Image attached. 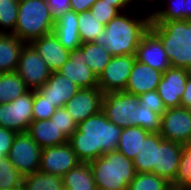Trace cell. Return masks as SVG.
Instances as JSON below:
<instances>
[{"label":"cell","instance_id":"obj_1","mask_svg":"<svg viewBox=\"0 0 191 190\" xmlns=\"http://www.w3.org/2000/svg\"><path fill=\"white\" fill-rule=\"evenodd\" d=\"M150 22V7L137 6L114 17L93 42L103 46L112 56L135 55Z\"/></svg>","mask_w":191,"mask_h":190},{"label":"cell","instance_id":"obj_2","mask_svg":"<svg viewBox=\"0 0 191 190\" xmlns=\"http://www.w3.org/2000/svg\"><path fill=\"white\" fill-rule=\"evenodd\" d=\"M122 128L109 121L103 111L77 124L68 143L83 163L98 159L105 152L115 151Z\"/></svg>","mask_w":191,"mask_h":190},{"label":"cell","instance_id":"obj_3","mask_svg":"<svg viewBox=\"0 0 191 190\" xmlns=\"http://www.w3.org/2000/svg\"><path fill=\"white\" fill-rule=\"evenodd\" d=\"M183 146L177 142L164 140L159 133L150 132L143 140L142 152L133 160L136 173H154L173 185Z\"/></svg>","mask_w":191,"mask_h":190},{"label":"cell","instance_id":"obj_4","mask_svg":"<svg viewBox=\"0 0 191 190\" xmlns=\"http://www.w3.org/2000/svg\"><path fill=\"white\" fill-rule=\"evenodd\" d=\"M149 29L162 42L171 67L191 71V20L151 21Z\"/></svg>","mask_w":191,"mask_h":190},{"label":"cell","instance_id":"obj_5","mask_svg":"<svg viewBox=\"0 0 191 190\" xmlns=\"http://www.w3.org/2000/svg\"><path fill=\"white\" fill-rule=\"evenodd\" d=\"M89 164L95 185L101 190H127L136 176L133 161L117 150L105 152Z\"/></svg>","mask_w":191,"mask_h":190},{"label":"cell","instance_id":"obj_6","mask_svg":"<svg viewBox=\"0 0 191 190\" xmlns=\"http://www.w3.org/2000/svg\"><path fill=\"white\" fill-rule=\"evenodd\" d=\"M55 17L46 0L19 1L16 27L12 32L25 43L53 32Z\"/></svg>","mask_w":191,"mask_h":190},{"label":"cell","instance_id":"obj_7","mask_svg":"<svg viewBox=\"0 0 191 190\" xmlns=\"http://www.w3.org/2000/svg\"><path fill=\"white\" fill-rule=\"evenodd\" d=\"M33 102L34 90H28L13 101L0 104V126L16 133L27 132L34 120Z\"/></svg>","mask_w":191,"mask_h":190},{"label":"cell","instance_id":"obj_8","mask_svg":"<svg viewBox=\"0 0 191 190\" xmlns=\"http://www.w3.org/2000/svg\"><path fill=\"white\" fill-rule=\"evenodd\" d=\"M29 90H38L50 78L52 71L30 43H25L15 71Z\"/></svg>","mask_w":191,"mask_h":190},{"label":"cell","instance_id":"obj_9","mask_svg":"<svg viewBox=\"0 0 191 190\" xmlns=\"http://www.w3.org/2000/svg\"><path fill=\"white\" fill-rule=\"evenodd\" d=\"M139 96L125 91L104 93L102 111L106 118L122 129L132 126Z\"/></svg>","mask_w":191,"mask_h":190},{"label":"cell","instance_id":"obj_10","mask_svg":"<svg viewBox=\"0 0 191 190\" xmlns=\"http://www.w3.org/2000/svg\"><path fill=\"white\" fill-rule=\"evenodd\" d=\"M41 151L42 148L27 132L16 133L7 158L23 176H26L39 171Z\"/></svg>","mask_w":191,"mask_h":190},{"label":"cell","instance_id":"obj_11","mask_svg":"<svg viewBox=\"0 0 191 190\" xmlns=\"http://www.w3.org/2000/svg\"><path fill=\"white\" fill-rule=\"evenodd\" d=\"M159 134L167 141L191 144V110L181 106L166 109Z\"/></svg>","mask_w":191,"mask_h":190},{"label":"cell","instance_id":"obj_12","mask_svg":"<svg viewBox=\"0 0 191 190\" xmlns=\"http://www.w3.org/2000/svg\"><path fill=\"white\" fill-rule=\"evenodd\" d=\"M135 60V55L112 56L98 77V88L103 93L125 91Z\"/></svg>","mask_w":191,"mask_h":190},{"label":"cell","instance_id":"obj_13","mask_svg":"<svg viewBox=\"0 0 191 190\" xmlns=\"http://www.w3.org/2000/svg\"><path fill=\"white\" fill-rule=\"evenodd\" d=\"M81 161L67 142L62 145L43 148L41 151L39 171L63 177Z\"/></svg>","mask_w":191,"mask_h":190},{"label":"cell","instance_id":"obj_14","mask_svg":"<svg viewBox=\"0 0 191 190\" xmlns=\"http://www.w3.org/2000/svg\"><path fill=\"white\" fill-rule=\"evenodd\" d=\"M103 98L104 93L99 88H80L64 107L79 124L102 110Z\"/></svg>","mask_w":191,"mask_h":190},{"label":"cell","instance_id":"obj_15","mask_svg":"<svg viewBox=\"0 0 191 190\" xmlns=\"http://www.w3.org/2000/svg\"><path fill=\"white\" fill-rule=\"evenodd\" d=\"M189 74L190 70L179 67H170L162 74L157 92L166 109L181 106V98Z\"/></svg>","mask_w":191,"mask_h":190},{"label":"cell","instance_id":"obj_16","mask_svg":"<svg viewBox=\"0 0 191 190\" xmlns=\"http://www.w3.org/2000/svg\"><path fill=\"white\" fill-rule=\"evenodd\" d=\"M58 72L81 89L98 88V77L84 60V53L81 48L70 51L69 59Z\"/></svg>","mask_w":191,"mask_h":190},{"label":"cell","instance_id":"obj_17","mask_svg":"<svg viewBox=\"0 0 191 190\" xmlns=\"http://www.w3.org/2000/svg\"><path fill=\"white\" fill-rule=\"evenodd\" d=\"M135 58L163 73L171 67L162 42L150 29L142 36Z\"/></svg>","mask_w":191,"mask_h":190},{"label":"cell","instance_id":"obj_18","mask_svg":"<svg viewBox=\"0 0 191 190\" xmlns=\"http://www.w3.org/2000/svg\"><path fill=\"white\" fill-rule=\"evenodd\" d=\"M30 44L52 72L58 71L69 59L70 51L58 41L53 32L34 39Z\"/></svg>","mask_w":191,"mask_h":190},{"label":"cell","instance_id":"obj_19","mask_svg":"<svg viewBox=\"0 0 191 190\" xmlns=\"http://www.w3.org/2000/svg\"><path fill=\"white\" fill-rule=\"evenodd\" d=\"M79 89L80 88L73 81L58 71H54L46 83L37 91L59 108L64 107L67 101L73 97Z\"/></svg>","mask_w":191,"mask_h":190},{"label":"cell","instance_id":"obj_20","mask_svg":"<svg viewBox=\"0 0 191 190\" xmlns=\"http://www.w3.org/2000/svg\"><path fill=\"white\" fill-rule=\"evenodd\" d=\"M162 74L163 72L135 60L125 92L139 96L148 91H155L160 83Z\"/></svg>","mask_w":191,"mask_h":190},{"label":"cell","instance_id":"obj_21","mask_svg":"<svg viewBox=\"0 0 191 190\" xmlns=\"http://www.w3.org/2000/svg\"><path fill=\"white\" fill-rule=\"evenodd\" d=\"M77 20L78 13L71 9L55 18L53 33L68 51L78 49L82 45Z\"/></svg>","mask_w":191,"mask_h":190},{"label":"cell","instance_id":"obj_22","mask_svg":"<svg viewBox=\"0 0 191 190\" xmlns=\"http://www.w3.org/2000/svg\"><path fill=\"white\" fill-rule=\"evenodd\" d=\"M27 133L43 149L58 146L68 142L67 136L60 131L55 121L51 119L33 120Z\"/></svg>","mask_w":191,"mask_h":190},{"label":"cell","instance_id":"obj_23","mask_svg":"<svg viewBox=\"0 0 191 190\" xmlns=\"http://www.w3.org/2000/svg\"><path fill=\"white\" fill-rule=\"evenodd\" d=\"M24 44L12 33H0V73L16 71Z\"/></svg>","mask_w":191,"mask_h":190},{"label":"cell","instance_id":"obj_24","mask_svg":"<svg viewBox=\"0 0 191 190\" xmlns=\"http://www.w3.org/2000/svg\"><path fill=\"white\" fill-rule=\"evenodd\" d=\"M150 14L151 21L187 20L186 0H156Z\"/></svg>","mask_w":191,"mask_h":190},{"label":"cell","instance_id":"obj_25","mask_svg":"<svg viewBox=\"0 0 191 190\" xmlns=\"http://www.w3.org/2000/svg\"><path fill=\"white\" fill-rule=\"evenodd\" d=\"M149 133L139 126L122 129L116 150L133 161L142 152L143 140Z\"/></svg>","mask_w":191,"mask_h":190},{"label":"cell","instance_id":"obj_26","mask_svg":"<svg viewBox=\"0 0 191 190\" xmlns=\"http://www.w3.org/2000/svg\"><path fill=\"white\" fill-rule=\"evenodd\" d=\"M63 188L67 190H96L89 163L81 162L62 177Z\"/></svg>","mask_w":191,"mask_h":190},{"label":"cell","instance_id":"obj_27","mask_svg":"<svg viewBox=\"0 0 191 190\" xmlns=\"http://www.w3.org/2000/svg\"><path fill=\"white\" fill-rule=\"evenodd\" d=\"M28 90L16 72L0 73V104L11 102Z\"/></svg>","mask_w":191,"mask_h":190},{"label":"cell","instance_id":"obj_28","mask_svg":"<svg viewBox=\"0 0 191 190\" xmlns=\"http://www.w3.org/2000/svg\"><path fill=\"white\" fill-rule=\"evenodd\" d=\"M80 48L83 50L84 60L87 65L99 77L105 70L112 55L103 46L97 45L94 42L83 43Z\"/></svg>","mask_w":191,"mask_h":190},{"label":"cell","instance_id":"obj_29","mask_svg":"<svg viewBox=\"0 0 191 190\" xmlns=\"http://www.w3.org/2000/svg\"><path fill=\"white\" fill-rule=\"evenodd\" d=\"M62 177L36 171L23 177L21 190H62Z\"/></svg>","mask_w":191,"mask_h":190},{"label":"cell","instance_id":"obj_30","mask_svg":"<svg viewBox=\"0 0 191 190\" xmlns=\"http://www.w3.org/2000/svg\"><path fill=\"white\" fill-rule=\"evenodd\" d=\"M78 31L83 43L93 42L105 29V25L97 21L90 10L78 13Z\"/></svg>","mask_w":191,"mask_h":190},{"label":"cell","instance_id":"obj_31","mask_svg":"<svg viewBox=\"0 0 191 190\" xmlns=\"http://www.w3.org/2000/svg\"><path fill=\"white\" fill-rule=\"evenodd\" d=\"M23 175L9 161L7 156L0 158V188L9 190H21Z\"/></svg>","mask_w":191,"mask_h":190},{"label":"cell","instance_id":"obj_32","mask_svg":"<svg viewBox=\"0 0 191 190\" xmlns=\"http://www.w3.org/2000/svg\"><path fill=\"white\" fill-rule=\"evenodd\" d=\"M171 184L154 173H136L127 190H167Z\"/></svg>","mask_w":191,"mask_h":190},{"label":"cell","instance_id":"obj_33","mask_svg":"<svg viewBox=\"0 0 191 190\" xmlns=\"http://www.w3.org/2000/svg\"><path fill=\"white\" fill-rule=\"evenodd\" d=\"M161 116L151 110V108L139 107L135 108L134 120L132 126H139L151 133H159Z\"/></svg>","mask_w":191,"mask_h":190},{"label":"cell","instance_id":"obj_34","mask_svg":"<svg viewBox=\"0 0 191 190\" xmlns=\"http://www.w3.org/2000/svg\"><path fill=\"white\" fill-rule=\"evenodd\" d=\"M18 0H0V33H12L18 16Z\"/></svg>","mask_w":191,"mask_h":190},{"label":"cell","instance_id":"obj_35","mask_svg":"<svg viewBox=\"0 0 191 190\" xmlns=\"http://www.w3.org/2000/svg\"><path fill=\"white\" fill-rule=\"evenodd\" d=\"M173 185L191 188V144L183 146L177 176Z\"/></svg>","mask_w":191,"mask_h":190},{"label":"cell","instance_id":"obj_36","mask_svg":"<svg viewBox=\"0 0 191 190\" xmlns=\"http://www.w3.org/2000/svg\"><path fill=\"white\" fill-rule=\"evenodd\" d=\"M56 110L57 107L54 103H51L37 90H34V102L32 107L34 120L50 119Z\"/></svg>","mask_w":191,"mask_h":190},{"label":"cell","instance_id":"obj_37","mask_svg":"<svg viewBox=\"0 0 191 190\" xmlns=\"http://www.w3.org/2000/svg\"><path fill=\"white\" fill-rule=\"evenodd\" d=\"M90 12L103 25H107L114 17L121 13L112 3L97 0L90 8Z\"/></svg>","mask_w":191,"mask_h":190},{"label":"cell","instance_id":"obj_38","mask_svg":"<svg viewBox=\"0 0 191 190\" xmlns=\"http://www.w3.org/2000/svg\"><path fill=\"white\" fill-rule=\"evenodd\" d=\"M50 119L55 121L60 131H62L67 138H69L77 130V123L71 118L70 113L65 107L57 108Z\"/></svg>","mask_w":191,"mask_h":190},{"label":"cell","instance_id":"obj_39","mask_svg":"<svg viewBox=\"0 0 191 190\" xmlns=\"http://www.w3.org/2000/svg\"><path fill=\"white\" fill-rule=\"evenodd\" d=\"M139 105L151 108V110L160 116L166 111L163 100L158 95L157 90L148 91L139 95Z\"/></svg>","mask_w":191,"mask_h":190},{"label":"cell","instance_id":"obj_40","mask_svg":"<svg viewBox=\"0 0 191 190\" xmlns=\"http://www.w3.org/2000/svg\"><path fill=\"white\" fill-rule=\"evenodd\" d=\"M15 135L16 132L0 126V158L9 154Z\"/></svg>","mask_w":191,"mask_h":190},{"label":"cell","instance_id":"obj_41","mask_svg":"<svg viewBox=\"0 0 191 190\" xmlns=\"http://www.w3.org/2000/svg\"><path fill=\"white\" fill-rule=\"evenodd\" d=\"M46 2L55 18L70 10V0H46Z\"/></svg>","mask_w":191,"mask_h":190},{"label":"cell","instance_id":"obj_42","mask_svg":"<svg viewBox=\"0 0 191 190\" xmlns=\"http://www.w3.org/2000/svg\"><path fill=\"white\" fill-rule=\"evenodd\" d=\"M97 0H70V9L76 13L90 10Z\"/></svg>","mask_w":191,"mask_h":190},{"label":"cell","instance_id":"obj_43","mask_svg":"<svg viewBox=\"0 0 191 190\" xmlns=\"http://www.w3.org/2000/svg\"><path fill=\"white\" fill-rule=\"evenodd\" d=\"M112 3L120 12L136 8L138 5L133 0H104Z\"/></svg>","mask_w":191,"mask_h":190},{"label":"cell","instance_id":"obj_44","mask_svg":"<svg viewBox=\"0 0 191 190\" xmlns=\"http://www.w3.org/2000/svg\"><path fill=\"white\" fill-rule=\"evenodd\" d=\"M181 107L191 110V71L186 81V87L181 98Z\"/></svg>","mask_w":191,"mask_h":190},{"label":"cell","instance_id":"obj_45","mask_svg":"<svg viewBox=\"0 0 191 190\" xmlns=\"http://www.w3.org/2000/svg\"><path fill=\"white\" fill-rule=\"evenodd\" d=\"M187 20H191V0H186Z\"/></svg>","mask_w":191,"mask_h":190},{"label":"cell","instance_id":"obj_46","mask_svg":"<svg viewBox=\"0 0 191 190\" xmlns=\"http://www.w3.org/2000/svg\"><path fill=\"white\" fill-rule=\"evenodd\" d=\"M156 0H142V6L150 7Z\"/></svg>","mask_w":191,"mask_h":190},{"label":"cell","instance_id":"obj_47","mask_svg":"<svg viewBox=\"0 0 191 190\" xmlns=\"http://www.w3.org/2000/svg\"><path fill=\"white\" fill-rule=\"evenodd\" d=\"M167 190H191V188L177 187L174 185H170Z\"/></svg>","mask_w":191,"mask_h":190},{"label":"cell","instance_id":"obj_48","mask_svg":"<svg viewBox=\"0 0 191 190\" xmlns=\"http://www.w3.org/2000/svg\"><path fill=\"white\" fill-rule=\"evenodd\" d=\"M138 6H142V0H133Z\"/></svg>","mask_w":191,"mask_h":190}]
</instances>
